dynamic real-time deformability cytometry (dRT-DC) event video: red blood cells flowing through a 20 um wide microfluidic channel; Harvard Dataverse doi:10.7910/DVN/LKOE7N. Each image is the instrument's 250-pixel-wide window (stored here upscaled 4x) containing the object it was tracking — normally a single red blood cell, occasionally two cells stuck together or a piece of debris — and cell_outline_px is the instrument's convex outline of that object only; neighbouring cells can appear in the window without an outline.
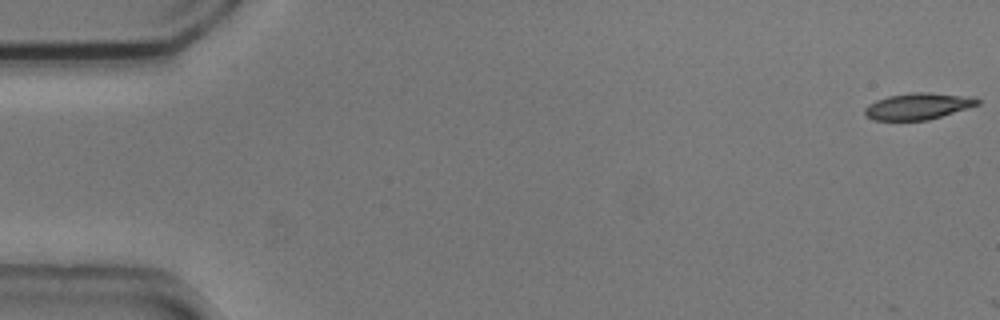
{"species": "common noctule bat (a hibernating species)", "species_latin": "Nyctalus noctula", "temperature_condition": "cold", "stored_images_in_passage": 11, "camera_frame_rate_fps": 3000, "um_per_image_px": 0.085, "animal": {"sex": "male", "body_mass_g": 20.5, "forearm_length_mm": 52.5}, "frame": {"image": 1, "passage_image": 1, "time_ms": 0.0, "image_size_px": [1000, 320], "cell_outline_px": [[980, 104], [968, 108], [928, 120], [872, 120], [864, 112], [864, 108], [868, 104], [876, 100], [888, 96], [912, 92], [928, 92], [976, 96], [980, 100]], "centroid_in_image_um": [78.07, 9.01], "position_along_channel_um": 6.9, "area_um2": 17.57}}